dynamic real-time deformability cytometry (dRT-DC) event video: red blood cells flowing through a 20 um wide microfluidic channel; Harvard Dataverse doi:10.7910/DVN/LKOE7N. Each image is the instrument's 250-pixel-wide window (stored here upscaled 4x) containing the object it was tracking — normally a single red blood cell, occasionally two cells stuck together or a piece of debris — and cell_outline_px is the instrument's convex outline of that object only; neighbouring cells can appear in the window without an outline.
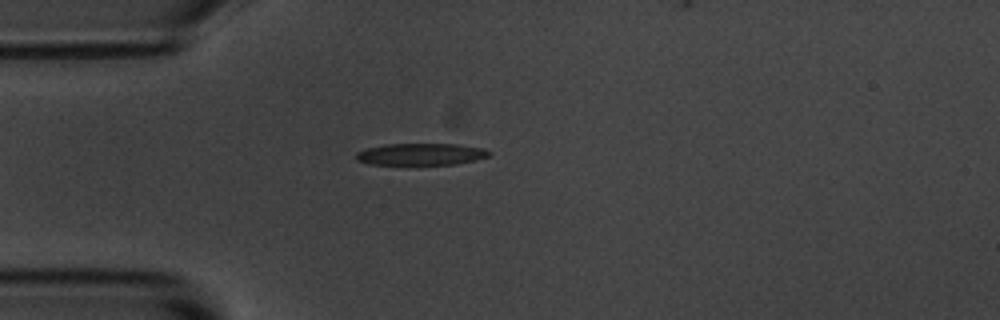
{"species": "common noctule bat (a hibernating species)", "species_latin": "Nyctalus noctula", "temperature_condition": "room temperature", "stored_images_in_passage": 3, "camera_frame_rate_fps": 3000, "um_per_image_px": 0.085, "animal": {"sex": "male", "body_mass_g": 20.1, "forearm_length_mm": 53.5}, "frame": {"image": 1, "passage_image": 1, "time_ms": 0.0, "image_size_px": [1000, 320], "cell_outline_px": [[492, 152], [488, 156], [476, 160], [456, 164], [408, 168], [372, 164], [356, 160], [356, 152], [368, 148], [384, 144], [460, 144], [484, 148]], "centroid_in_image_um": [35.76, 13.16], "position_along_channel_um": 49.2, "area_um2": 18.09}}